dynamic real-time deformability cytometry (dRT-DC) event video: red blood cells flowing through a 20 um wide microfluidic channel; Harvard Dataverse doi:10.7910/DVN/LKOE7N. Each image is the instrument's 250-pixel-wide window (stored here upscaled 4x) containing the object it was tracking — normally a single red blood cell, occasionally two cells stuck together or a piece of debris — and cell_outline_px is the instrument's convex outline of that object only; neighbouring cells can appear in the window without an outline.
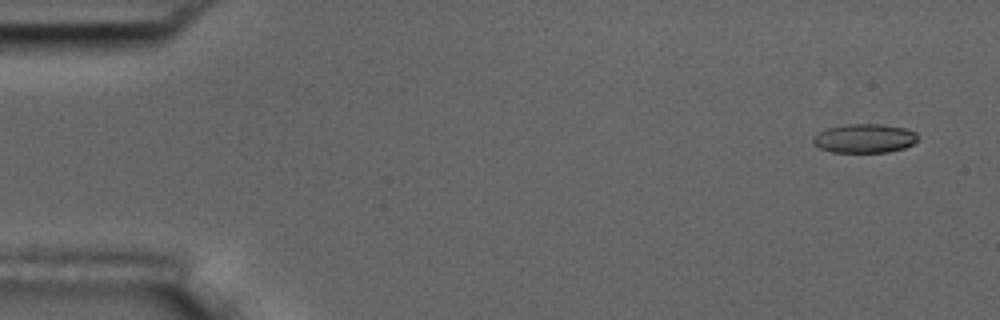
{"species": "common noctule bat (a hibernating species)", "species_latin": "Nyctalus noctula", "temperature_condition": "room temperature", "stored_images_in_passage": 6, "camera_frame_rate_fps": 3000, "um_per_image_px": 0.085, "animal": {"sex": "male", "body_mass_g": 17.5, "forearm_length_mm": 52.3}, "frame": {"image": 1, "passage_image": 1, "time_ms": 0.0, "image_size_px": [1000, 320], "cell_outline_px": [[916, 140], [912, 144], [904, 148], [888, 152], [832, 152], [820, 148], [812, 140], [812, 136], [828, 128], [844, 124], [880, 124], [904, 128], [916, 132]], "centroid_in_image_um": [73.47, 11.76], "position_along_channel_um": 11.5, "area_um2": 17.51}}